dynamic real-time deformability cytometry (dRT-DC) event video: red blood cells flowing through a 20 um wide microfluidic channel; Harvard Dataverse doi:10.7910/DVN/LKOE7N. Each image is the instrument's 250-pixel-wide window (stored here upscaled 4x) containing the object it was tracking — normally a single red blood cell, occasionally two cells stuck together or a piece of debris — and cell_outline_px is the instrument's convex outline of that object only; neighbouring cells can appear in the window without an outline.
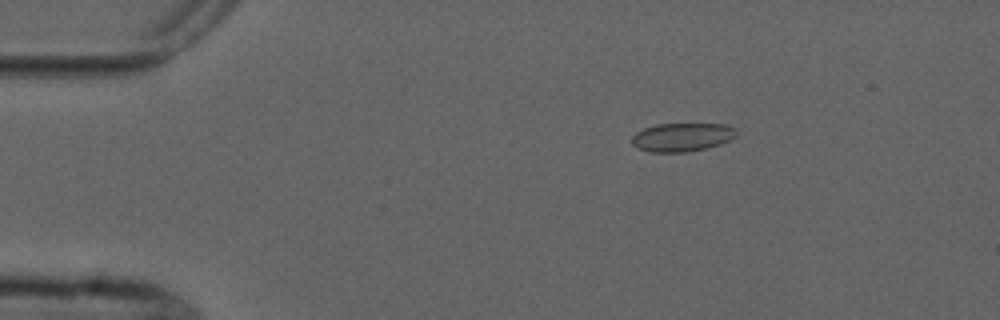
{"species": "common noctule bat (a hibernating species)", "species_latin": "Nyctalus noctula", "temperature_condition": "cold", "stored_images_in_passage": 6, "camera_frame_rate_fps": 3000, "um_per_image_px": 0.085, "animal": {"sex": "male", "forearm_length_mm": 52.5}, "frame": {"image": 1, "passage_image": 2, "time_ms": 2.0, "image_size_px": [1000, 320], "cell_outline_px": [[736, 136], [720, 144], [708, 148], [684, 152], [652, 152], [636, 148], [632, 144], [632, 136], [636, 132], [644, 128], [656, 124], [724, 124], [736, 128]], "centroid_in_image_um": [57.96, 11.66], "position_along_channel_um": 27.0, "area_um2": 17.4}}
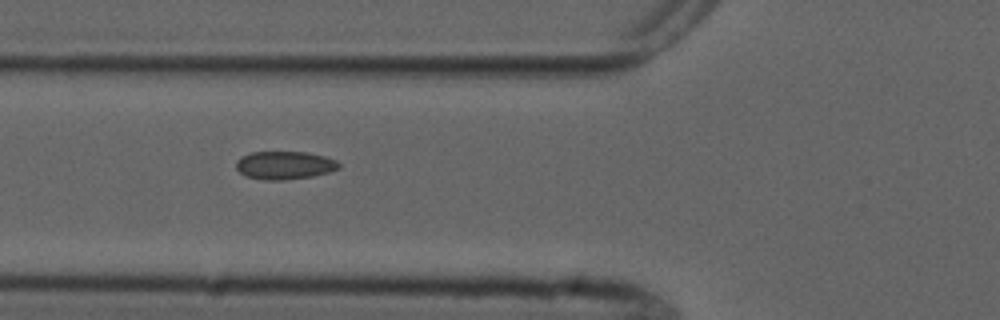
{"frame": {"image": 2, "passage_image": 5, "time_ms": 5.667, "image_size_px": [1000, 320], "cell_outline_px": [[340, 168], [328, 172], [312, 176], [284, 180], [264, 180], [248, 176], [240, 172], [236, 168], [236, 160], [240, 156], [252, 152], [308, 152], [324, 156], [336, 160], [340, 164]], "centroid_in_image_um": [24.18, 14.04], "position_along_channel_um": 101.6, "area_um2": 16.82}}
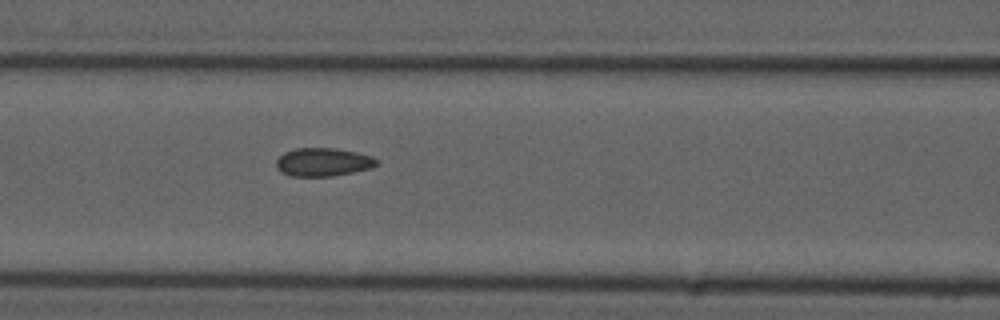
{"frame": {"image": 3, "passage_image": 6, "time_ms": 6.667, "image_size_px": [1000, 320], "cell_outline_px": [[380, 164], [372, 168], [332, 176], [292, 176], [280, 172], [276, 168], [276, 160], [284, 152], [296, 148], [336, 148], [356, 152], [372, 156], [380, 160]], "centroid_in_image_um": [27.49, 13.77], "position_along_channel_um": 139.1, "area_um2": 16.76}}